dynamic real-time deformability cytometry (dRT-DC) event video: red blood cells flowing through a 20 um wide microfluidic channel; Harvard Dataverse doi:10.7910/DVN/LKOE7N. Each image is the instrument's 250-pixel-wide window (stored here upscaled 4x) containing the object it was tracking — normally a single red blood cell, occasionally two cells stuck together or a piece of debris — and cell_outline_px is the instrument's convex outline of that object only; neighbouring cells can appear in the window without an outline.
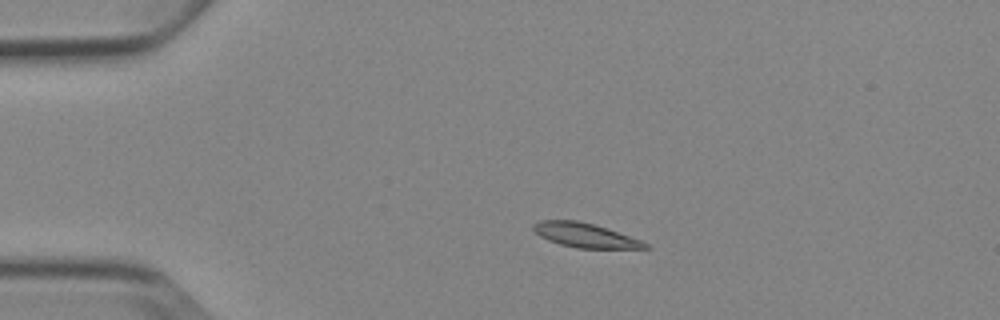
{"species": "Egyptian fruit bat (a non-hibernating species)", "species_latin": "Rousettus aegyptiacus", "temperature_condition": "cold", "stored_images_in_passage": 6, "camera_frame_rate_fps": 3000, "um_per_image_px": 0.085, "animal": {"sex": "female"}, "frame": {"image": 1, "passage_image": 2, "time_ms": 2.333, "image_size_px": [1000, 320], "cell_outline_px": [[652, 248], [576, 248], [560, 244], [548, 240], [540, 236], [532, 228], [532, 224], [540, 220], [576, 220], [608, 228], [640, 240], [648, 244]], "centroid_in_image_um": [49.71, 19.99], "position_along_channel_um": 35.3, "area_um2": 15.72}}
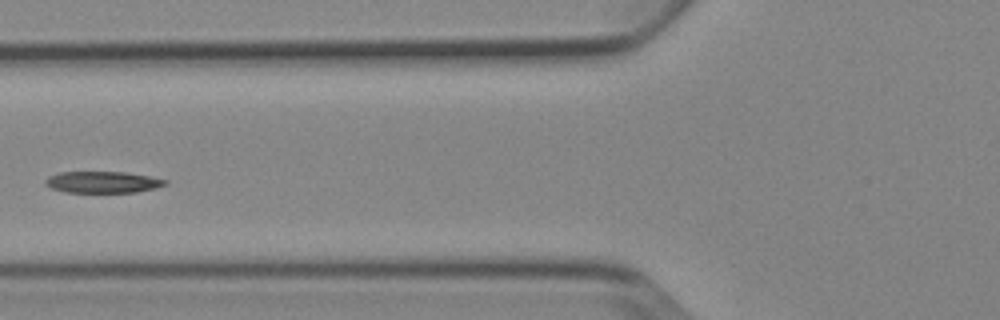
{"frame": {"image": 2, "passage_image": 5, "time_ms": 5.667, "image_size_px": [1000, 320], "cell_outline_px": [[168, 184], [156, 188], [136, 192], [64, 192], [52, 188], [44, 184], [44, 180], [48, 176], [60, 172], [124, 172], [148, 176], [168, 180]], "centroid_in_image_um": [8.72, 15.48], "position_along_channel_um": 117.1, "area_um2": 15.03}}
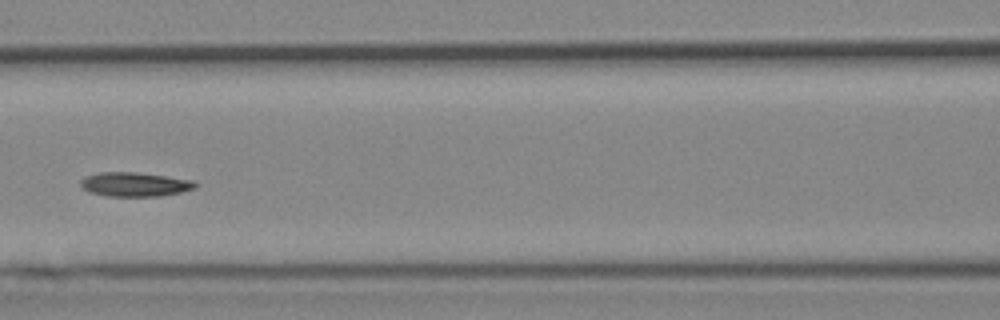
{"frame": {"image": 3, "passage_image": 6, "time_ms": 6.667, "image_size_px": [1000, 320], "cell_outline_px": [[196, 188], [180, 192], [160, 196], [108, 196], [88, 192], [80, 184], [80, 180], [84, 176], [100, 172], [136, 172], [192, 180], [196, 184]], "centroid_in_image_um": [11.41, 15.67], "position_along_channel_um": 155.2, "area_um2": 16.07}}